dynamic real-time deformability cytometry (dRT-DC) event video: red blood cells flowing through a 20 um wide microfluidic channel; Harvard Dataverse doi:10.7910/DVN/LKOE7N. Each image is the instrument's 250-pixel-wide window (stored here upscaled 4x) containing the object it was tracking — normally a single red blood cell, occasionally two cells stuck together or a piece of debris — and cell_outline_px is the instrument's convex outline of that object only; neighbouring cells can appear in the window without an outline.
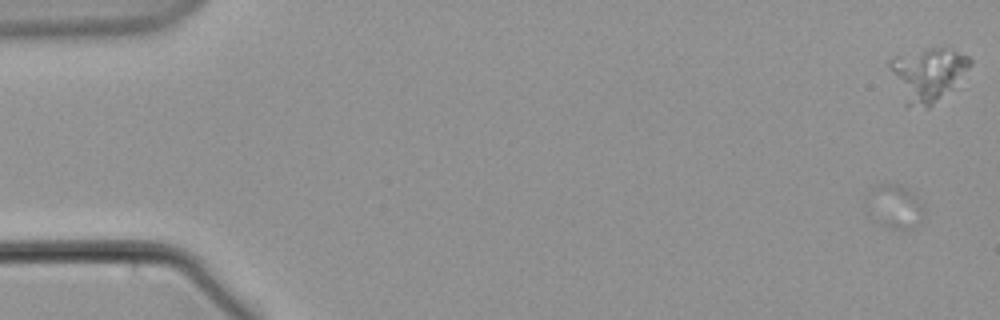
{"species": "common noctule bat (a hibernating species)", "species_latin": "Nyctalus noctula", "temperature_condition": "warm", "stored_images_in_passage": 18, "camera_frame_rate_fps": 3000, "um_per_image_px": 0.085, "animal": {"sex": "male", "body_mass_g": 21.5, "forearm_length_mm": 52.0}, "frame": {"image": 1, "passage_image": 4, "time_ms": 1.0, "image_size_px": [1000, 320], "cell_outline_px": [[924, 220], [912, 228], [892, 228], [884, 224], [872, 192], [872, 188], [876, 184], [900, 184], [908, 188], [924, 204]], "centroid_in_image_um": [76.36, 17.5], "position_along_channel_um": 8.6, "area_um2": 12.77}}